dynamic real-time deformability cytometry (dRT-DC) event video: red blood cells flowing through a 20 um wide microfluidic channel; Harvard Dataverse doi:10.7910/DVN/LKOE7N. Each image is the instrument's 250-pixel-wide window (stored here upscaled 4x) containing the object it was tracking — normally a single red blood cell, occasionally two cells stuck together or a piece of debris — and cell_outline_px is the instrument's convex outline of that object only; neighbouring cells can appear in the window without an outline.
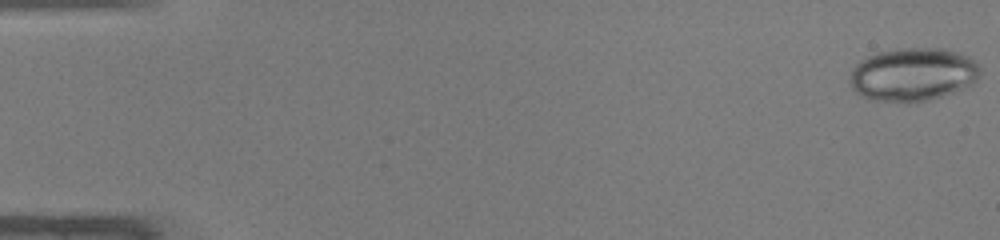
{"species": "common noctule bat (a hibernating species)", "species_latin": "Nyctalus noctula", "temperature_condition": "warm", "stored_images_in_passage": 23, "camera_frame_rate_fps": 3000, "um_per_image_px": 0.085, "animal": {"sex": "male", "body_mass_g": 19.0, "forearm_length_mm": 50.8}, "frame": {"image": 1, "passage_image": 1, "time_ms": 0.0, "image_size_px": [1000, 240], "cell_outline_px": [[980, 72], [976, 80], [972, 84], [952, 92], [928, 100], [872, 100], [856, 92], [852, 88], [848, 80], [852, 68], [860, 60], [876, 52], [896, 48], [944, 48], [968, 56], [980, 68]], "centroid_in_image_um": [77.56, 6.29], "position_along_channel_um": 7.4, "area_um2": 39.94}}